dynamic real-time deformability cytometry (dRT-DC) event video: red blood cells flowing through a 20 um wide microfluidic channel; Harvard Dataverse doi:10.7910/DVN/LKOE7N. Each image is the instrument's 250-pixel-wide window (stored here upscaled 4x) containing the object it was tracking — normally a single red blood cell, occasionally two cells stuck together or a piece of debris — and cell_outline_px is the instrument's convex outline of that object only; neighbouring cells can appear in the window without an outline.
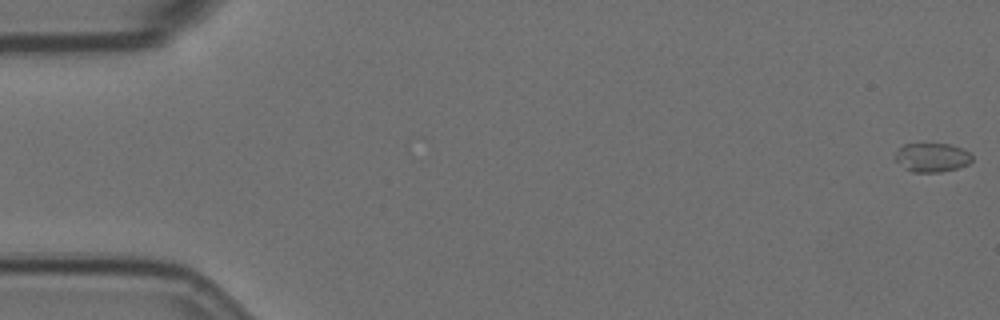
{"species": "Egyptian fruit bat (a non-hibernating species)", "species_latin": "Rousettus aegyptiacus", "temperature_condition": "room temperature", "stored_images_in_passage": 15, "camera_frame_rate_fps": 3000, "um_per_image_px": 0.085, "animal": {"sex": "female"}, "frame": {"image": 1, "passage_image": 1, "time_ms": 0.0, "image_size_px": [1000, 320], "cell_outline_px": [[972, 160], [968, 164], [956, 168], [940, 172], [912, 172], [904, 168], [892, 156], [896, 148], [904, 144], [952, 144], [964, 148], [972, 156]], "centroid_in_image_um": [79.18, 13.37], "position_along_channel_um": 5.8, "area_um2": 13.18}}